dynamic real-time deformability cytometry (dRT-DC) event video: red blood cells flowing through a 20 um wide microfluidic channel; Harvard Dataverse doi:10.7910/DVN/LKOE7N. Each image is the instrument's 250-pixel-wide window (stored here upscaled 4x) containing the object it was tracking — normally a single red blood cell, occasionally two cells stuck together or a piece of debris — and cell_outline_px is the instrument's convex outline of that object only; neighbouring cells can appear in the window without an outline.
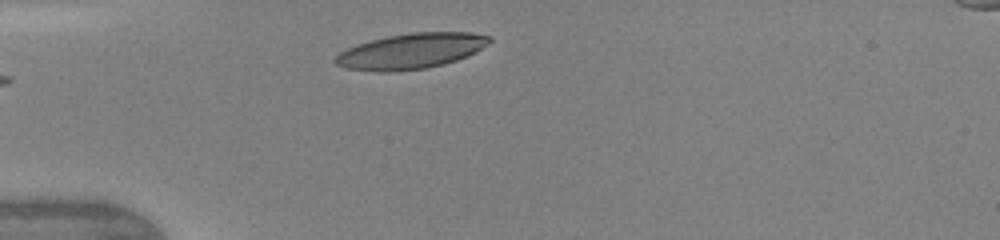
{"species": "human", "species_latin": "Homo sapiens", "temperature_condition": "warm", "stored_images_in_passage": 39, "camera_frame_rate_fps": 3000, "um_per_image_px": 0.085, "donor": {"sex": "female"}, "frame": {"image": 1, "passage_image": 1, "time_ms": 0.0, "image_size_px": [1000, 240], "cell_outline_px": [[492, 40], [488, 44], [476, 52], [468, 56], [444, 64], [424, 68], [388, 72], [380, 72], [348, 68], [336, 64], [332, 60], [340, 52], [356, 44], [388, 36], [412, 32], [472, 32], [492, 36]], "centroid_in_image_um": [34.97, 4.33], "position_along_channel_um": 50.0, "area_um2": 31.79}, "authors_computed_cell_mechanics": {"area_um2": 32.8304, "velocity_mm_per_s": 4.2767, "shape_relaxation_time_tau1_ms": 2.919, "shape_relaxation_time_tau2_ms": null, "deformation_change_tau1": 0.1716, "deformation_change_tau2": null}}